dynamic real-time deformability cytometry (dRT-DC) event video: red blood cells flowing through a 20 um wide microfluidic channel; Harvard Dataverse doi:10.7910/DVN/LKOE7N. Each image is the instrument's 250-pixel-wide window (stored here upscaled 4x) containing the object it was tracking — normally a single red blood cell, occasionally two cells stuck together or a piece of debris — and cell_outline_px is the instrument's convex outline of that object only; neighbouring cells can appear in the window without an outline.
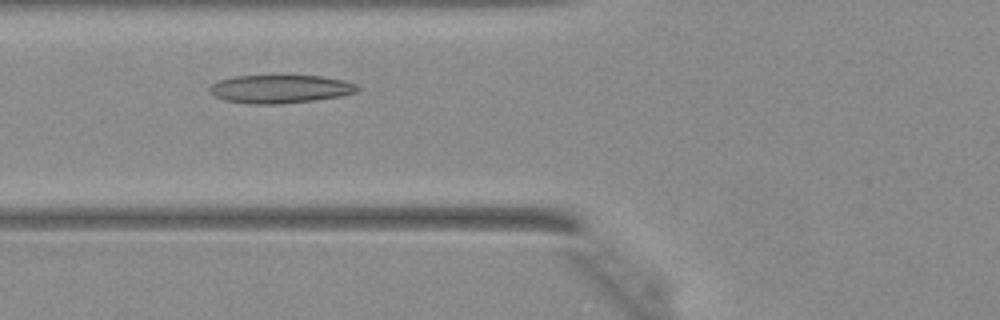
{"species": "Egyptian fruit bat (a non-hibernating species)", "species_latin": "Rousettus aegyptiacus", "temperature_condition": "warm", "stored_images_in_passage": 30, "camera_frame_rate_fps": 3000, "um_per_image_px": 0.085, "animal": {"sex": "female"}, "frame": {"image": 1, "passage_image": 8, "time_ms": 2.333, "image_size_px": [1000, 320], "cell_outline_px": [[360, 88], [356, 92], [340, 96], [312, 100], [276, 104], [248, 104], [224, 100], [212, 96], [208, 92], [208, 88], [212, 84], [220, 80], [236, 76], [324, 76], [344, 80], [356, 84]], "centroid_in_image_um": [23.78, 7.56], "position_along_channel_um": 102.0, "area_um2": 24.33}}
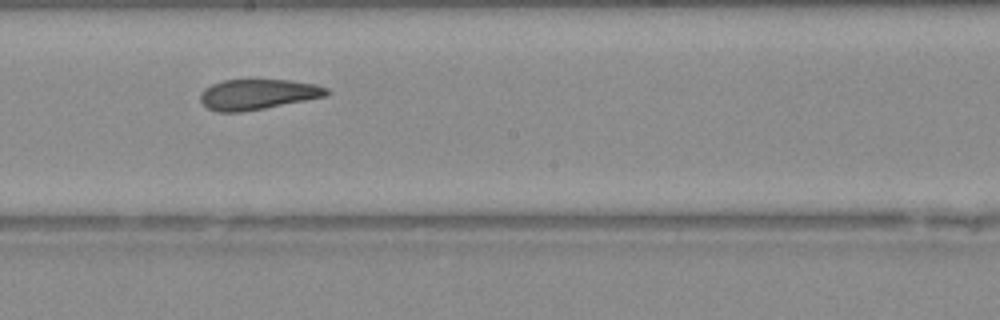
{"frame": {"image": 2, "passage_image": 16, "time_ms": 5.0, "image_size_px": [1000, 320], "cell_outline_px": [[332, 92], [328, 96], [244, 112], [216, 112], [208, 108], [200, 100], [200, 92], [204, 88], [212, 84], [224, 80], [288, 80], [316, 84], [328, 88]], "centroid_in_image_um": [21.93, 8.02], "position_along_channel_um": 226.3, "area_um2": 22.54}}
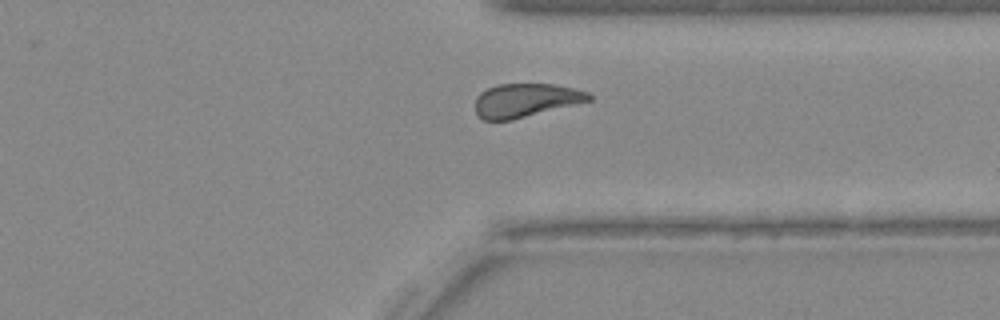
{"frame": {"image": 3, "passage_image": 25, "time_ms": 8.0, "image_size_px": [1000, 320], "cell_outline_px": [[592, 100], [512, 120], [484, 120], [476, 112], [476, 96], [480, 92], [496, 84], [556, 84], [588, 92], [592, 96]], "centroid_in_image_um": [44.68, 8.52], "position_along_channel_um": 366.7, "area_um2": 22.2}}